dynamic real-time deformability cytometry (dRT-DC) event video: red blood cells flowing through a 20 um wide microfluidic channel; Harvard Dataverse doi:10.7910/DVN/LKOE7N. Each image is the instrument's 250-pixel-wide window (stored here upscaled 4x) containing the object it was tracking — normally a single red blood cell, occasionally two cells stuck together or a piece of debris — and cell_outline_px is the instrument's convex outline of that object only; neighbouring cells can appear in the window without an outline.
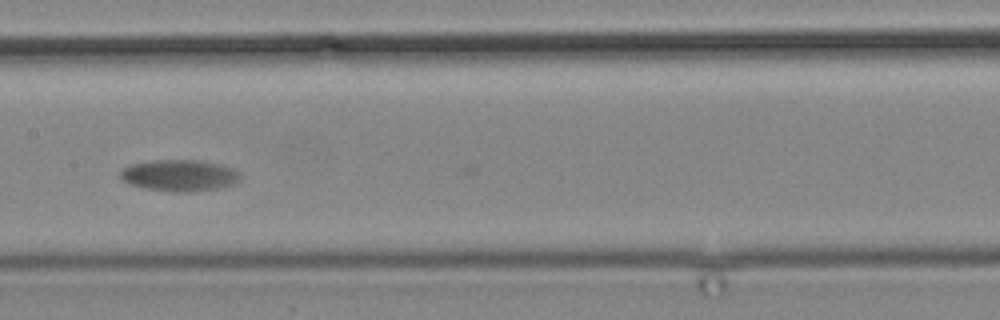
{"species": "common noctule bat (a hibernating species)", "species_latin": "Nyctalus noctula", "temperature_condition": "cold", "stored_images_in_passage": 10, "camera_frame_rate_fps": 3000, "um_per_image_px": 0.085, "animal": {"sex": "male", "body_mass_g": 19.2, "forearm_length_mm": 51.8}, "frame": {"image": 1, "passage_image": 7, "time_ms": 8.0, "image_size_px": [1000, 320], "cell_outline_px": [[240, 180], [236, 184], [220, 188], [192, 192], [176, 192], [148, 188], [128, 184], [120, 176], [120, 172], [124, 168], [132, 164], [152, 160], [196, 160], [220, 164], [232, 168], [240, 172]], "centroid_in_image_um": [15.31, 14.91], "position_along_channel_um": 192.1, "area_um2": 22.02}}
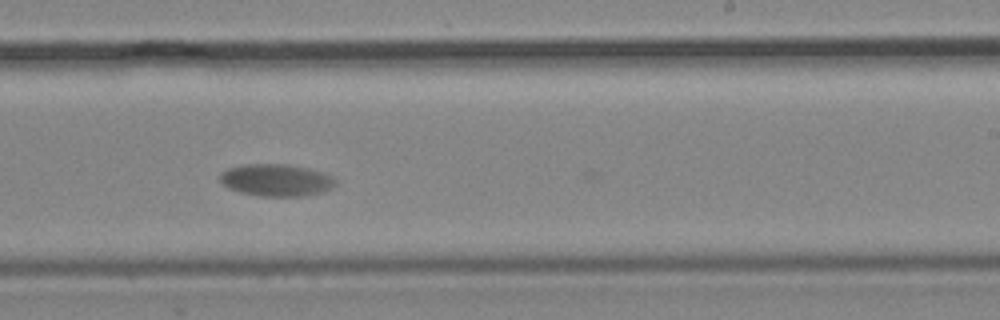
{"frame": {"image": 2, "passage_image": 9, "time_ms": 10.333, "image_size_px": [1000, 320], "cell_outline_px": [[336, 184], [332, 188], [324, 192], [308, 196], [260, 196], [240, 192], [228, 188], [220, 180], [220, 172], [228, 168], [244, 164], [288, 164], [308, 168], [324, 172], [332, 176], [336, 180]], "centroid_in_image_um": [23.52, 15.31], "position_along_channel_um": 265.5, "area_um2": 21.91}}
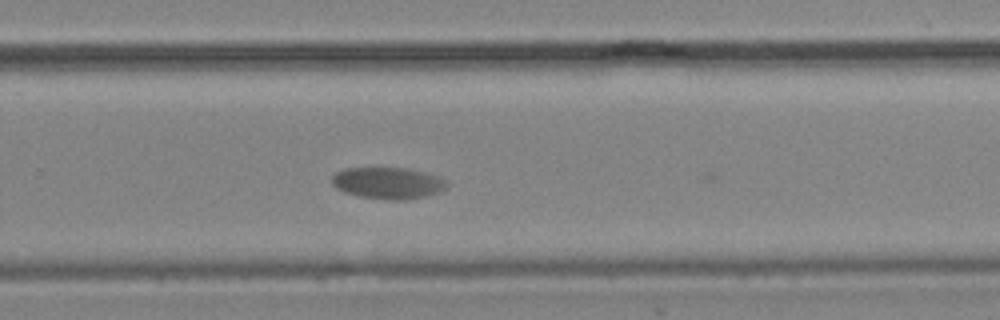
{"frame": {"image": 3, "passage_image": 10, "time_ms": 11.333, "image_size_px": [1000, 320], "cell_outline_px": [[448, 184], [440, 192], [424, 196], [404, 200], [384, 200], [360, 196], [344, 192], [336, 188], [332, 184], [332, 176], [336, 172], [344, 168], [408, 168], [424, 172], [436, 176], [444, 180]], "centroid_in_image_um": [32.94, 15.56], "position_along_channel_um": 296.9, "area_um2": 21.1}}